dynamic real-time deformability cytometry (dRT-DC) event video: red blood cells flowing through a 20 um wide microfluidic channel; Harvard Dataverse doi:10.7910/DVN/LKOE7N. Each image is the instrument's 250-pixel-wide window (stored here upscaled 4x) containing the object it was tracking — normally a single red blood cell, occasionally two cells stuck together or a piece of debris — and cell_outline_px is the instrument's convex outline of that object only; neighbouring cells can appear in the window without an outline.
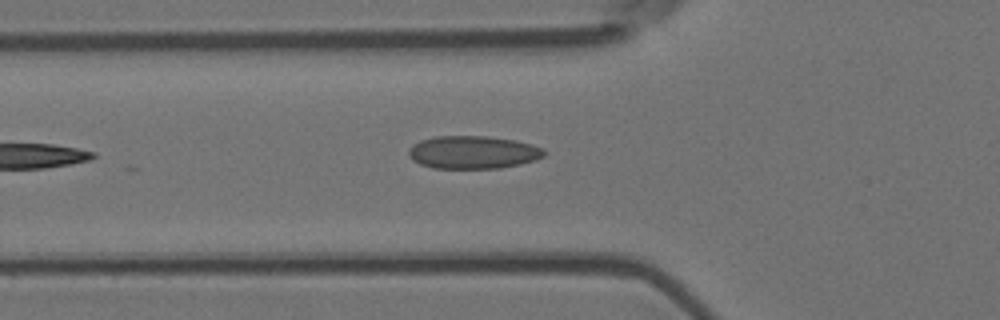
{"species": "Egyptian fruit bat (a non-hibernating species)", "species_latin": "Rousettus aegyptiacus", "temperature_condition": "room temperature", "stored_images_in_passage": 2, "camera_frame_rate_fps": 3000, "um_per_image_px": 0.085, "animal": {"sex": "female"}, "frame": {"image": 1, "passage_image": 2, "time_ms": 0.333, "image_size_px": [1000, 320], "cell_outline_px": [[548, 152], [544, 156], [536, 160], [520, 164], [500, 168], [432, 168], [420, 164], [412, 160], [408, 156], [408, 152], [412, 144], [420, 140], [436, 136], [488, 136], [516, 140], [532, 144], [544, 148]], "centroid_in_image_um": [40.23, 12.94], "position_along_channel_um": 85.6, "area_um2": 26.3}}